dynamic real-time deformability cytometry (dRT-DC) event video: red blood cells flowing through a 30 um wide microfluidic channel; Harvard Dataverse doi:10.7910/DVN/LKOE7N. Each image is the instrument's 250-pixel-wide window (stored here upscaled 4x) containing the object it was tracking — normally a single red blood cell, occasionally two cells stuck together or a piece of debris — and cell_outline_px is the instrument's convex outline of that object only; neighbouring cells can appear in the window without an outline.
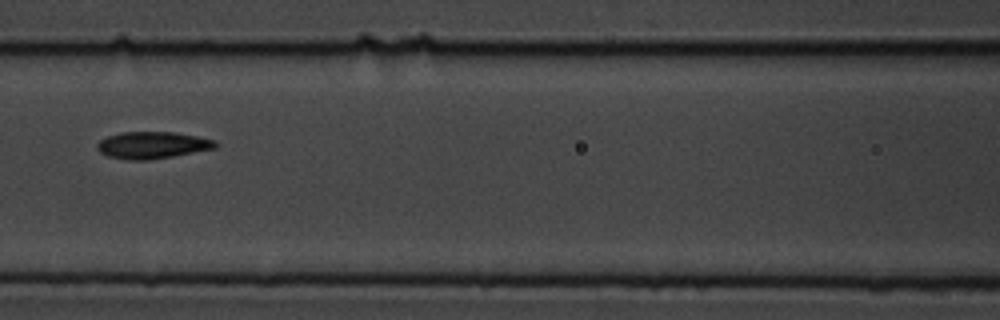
{"species": "common noctule bat (a hibernating species)", "species_latin": "Nyctalus noctula", "temperature_condition": "cold", "stored_images_in_passage": 10, "camera_frame_rate_fps": 3000, "um_per_image_px": 0.085, "animal": {"sex": "male", "body_mass_g": 19.5, "forearm_length_mm": 54.6}, "frame": {"image": 1, "passage_image": 4, "time_ms": 3.667, "image_size_px": [1000, 320], "cell_outline_px": [[220, 144], [216, 148], [172, 156], [148, 160], [128, 160], [108, 156], [100, 152], [96, 148], [96, 144], [100, 140], [108, 136], [120, 132], [176, 132], [216, 140]], "centroid_in_image_um": [12.96, 12.33], "position_along_channel_um": 153.6, "area_um2": 18.61}}
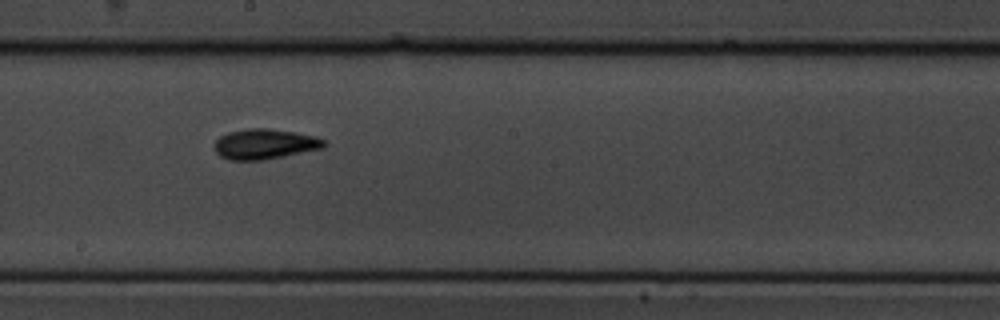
{"frame": {"image": 2, "passage_image": 6, "time_ms": 5.667, "image_size_px": [1000, 320], "cell_outline_px": [[324, 148], [264, 160], [228, 160], [220, 156], [216, 152], [216, 140], [220, 136], [228, 132], [248, 128], [268, 128], [296, 132], [316, 136], [324, 140]], "centroid_in_image_um": [22.51, 12.24], "position_along_channel_um": 225.7, "area_um2": 19.31}}
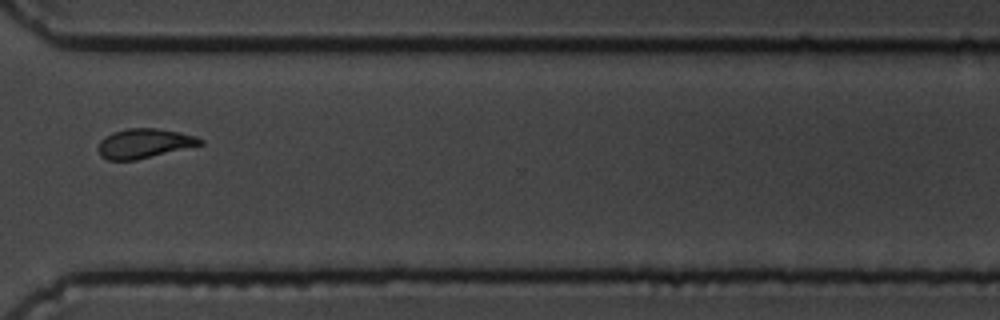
{"frame": {"image": 3, "passage_image": 9, "time_ms": 9.333, "image_size_px": [1000, 320], "cell_outline_px": [[204, 144], [136, 160], [108, 160], [100, 156], [100, 140], [104, 136], [112, 132], [128, 128], [156, 128], [180, 132], [196, 136], [204, 140]], "centroid_in_image_um": [12.28, 12.18], "position_along_channel_um": 358.3, "area_um2": 17.51}, "authors_computed_cell_mechanics": {"area_um2": 18.2937, "velocity_mm_per_s": 3.6184, "shape_relaxation_time_tau1_ms": 3.3894, "shape_relaxation_time_tau2_ms": 2.6181, "deformation_change_tau1": 0.1132, "deformation_change_tau2": 0.0826}}